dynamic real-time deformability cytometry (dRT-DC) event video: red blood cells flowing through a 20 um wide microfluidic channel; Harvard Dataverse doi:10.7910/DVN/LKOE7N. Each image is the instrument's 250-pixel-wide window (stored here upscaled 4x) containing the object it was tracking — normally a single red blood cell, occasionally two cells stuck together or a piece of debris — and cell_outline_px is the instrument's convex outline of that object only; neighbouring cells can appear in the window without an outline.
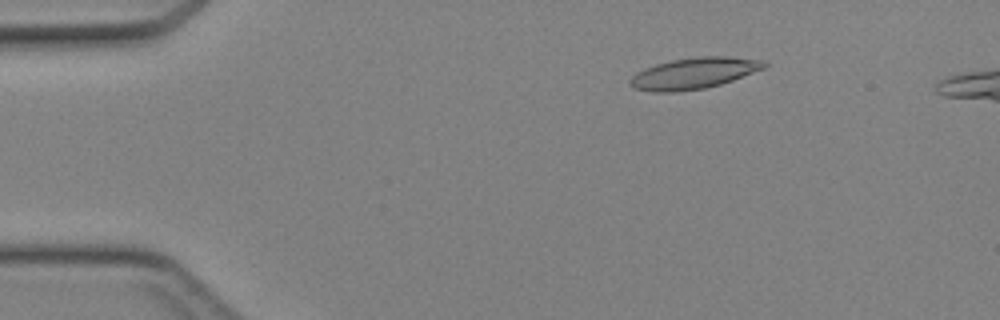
{"species": "Egyptian fruit bat (a non-hibernating species)", "species_latin": "Rousettus aegyptiacus", "temperature_condition": "cold", "stored_images_in_passage": 44, "camera_frame_rate_fps": 3000, "um_per_image_px": 0.085, "animal": {"sex": "female"}, "frame": {"image": 1, "passage_image": 7, "time_ms": 2.0, "image_size_px": [1000, 320], "cell_outline_px": [[768, 64], [764, 68], [732, 80], [720, 84], [704, 88], [676, 92], [652, 92], [632, 88], [628, 84], [628, 80], [636, 72], [644, 68], [656, 64], [672, 60], [696, 56], [724, 56], [764, 60]], "centroid_in_image_um": [58.92, 6.23], "position_along_channel_um": 26.1, "area_um2": 24.45}}
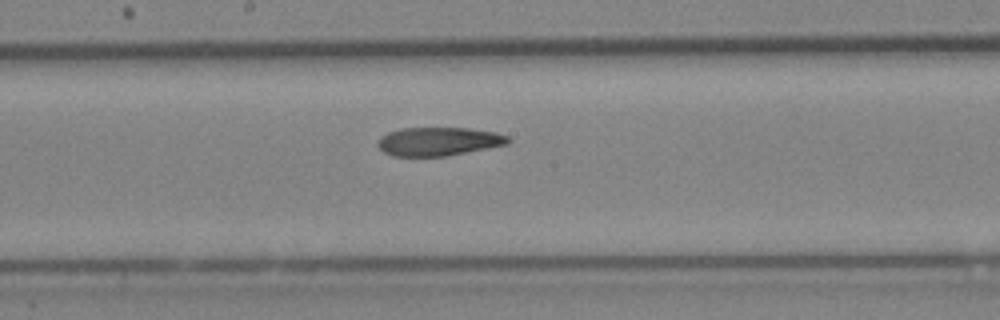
{"frame": {"image": 2, "passage_image": 24, "time_ms": 7.667, "image_size_px": [1000, 320], "cell_outline_px": [[512, 140], [508, 144], [448, 156], [392, 156], [384, 152], [376, 144], [380, 136], [388, 132], [400, 128], [468, 128], [496, 132], [508, 136]], "centroid_in_image_um": [37.28, 12.02], "position_along_channel_um": 210.9, "area_um2": 21.85}}
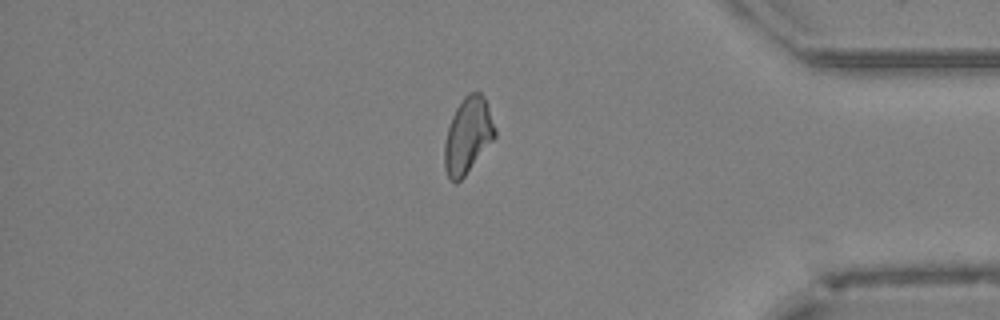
{"frame": {"image": 3, "passage_image": 38, "time_ms": 12.333, "image_size_px": [1000, 320], "cell_outline_px": [[496, 136], [464, 176], [456, 184], [448, 176], [444, 168], [444, 144], [448, 128], [452, 116], [460, 100], [468, 92], [480, 92], [484, 96], [496, 128]], "centroid_in_image_um": [39.76, 11.49], "position_along_channel_um": 395.4, "area_um2": 22.2}}